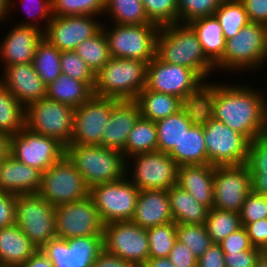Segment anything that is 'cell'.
<instances>
[{"mask_svg":"<svg viewBox=\"0 0 267 267\" xmlns=\"http://www.w3.org/2000/svg\"><path fill=\"white\" fill-rule=\"evenodd\" d=\"M256 90L207 81L201 105L211 117L252 141L267 133V98Z\"/></svg>","mask_w":267,"mask_h":267,"instance_id":"1","label":"cell"},{"mask_svg":"<svg viewBox=\"0 0 267 267\" xmlns=\"http://www.w3.org/2000/svg\"><path fill=\"white\" fill-rule=\"evenodd\" d=\"M156 56L163 62L194 70L203 80L215 69L188 24L161 26L156 39Z\"/></svg>","mask_w":267,"mask_h":267,"instance_id":"2","label":"cell"},{"mask_svg":"<svg viewBox=\"0 0 267 267\" xmlns=\"http://www.w3.org/2000/svg\"><path fill=\"white\" fill-rule=\"evenodd\" d=\"M65 156L90 188L119 181L128 175L126 157L115 149L100 145H68L65 147Z\"/></svg>","mask_w":267,"mask_h":267,"instance_id":"3","label":"cell"},{"mask_svg":"<svg viewBox=\"0 0 267 267\" xmlns=\"http://www.w3.org/2000/svg\"><path fill=\"white\" fill-rule=\"evenodd\" d=\"M145 62L126 58L111 59L95 74L93 95L118 100H135L146 86Z\"/></svg>","mask_w":267,"mask_h":267,"instance_id":"4","label":"cell"},{"mask_svg":"<svg viewBox=\"0 0 267 267\" xmlns=\"http://www.w3.org/2000/svg\"><path fill=\"white\" fill-rule=\"evenodd\" d=\"M206 81L192 69L155 56L146 68V89L174 95L185 104L201 103Z\"/></svg>","mask_w":267,"mask_h":267,"instance_id":"5","label":"cell"},{"mask_svg":"<svg viewBox=\"0 0 267 267\" xmlns=\"http://www.w3.org/2000/svg\"><path fill=\"white\" fill-rule=\"evenodd\" d=\"M199 120L203 124L207 164L229 166L246 163L251 142L247 137L214 119L202 107Z\"/></svg>","mask_w":267,"mask_h":267,"instance_id":"6","label":"cell"},{"mask_svg":"<svg viewBox=\"0 0 267 267\" xmlns=\"http://www.w3.org/2000/svg\"><path fill=\"white\" fill-rule=\"evenodd\" d=\"M267 62V26L249 22L233 38L226 40L223 57L215 69L247 70ZM222 67V68H221Z\"/></svg>","mask_w":267,"mask_h":267,"instance_id":"7","label":"cell"},{"mask_svg":"<svg viewBox=\"0 0 267 267\" xmlns=\"http://www.w3.org/2000/svg\"><path fill=\"white\" fill-rule=\"evenodd\" d=\"M106 29L110 56L145 62L148 64L156 56V39L160 27L156 24L114 25Z\"/></svg>","mask_w":267,"mask_h":267,"instance_id":"8","label":"cell"},{"mask_svg":"<svg viewBox=\"0 0 267 267\" xmlns=\"http://www.w3.org/2000/svg\"><path fill=\"white\" fill-rule=\"evenodd\" d=\"M75 108L47 98L29 104L25 108L26 128L51 137L65 147L71 142Z\"/></svg>","mask_w":267,"mask_h":267,"instance_id":"9","label":"cell"},{"mask_svg":"<svg viewBox=\"0 0 267 267\" xmlns=\"http://www.w3.org/2000/svg\"><path fill=\"white\" fill-rule=\"evenodd\" d=\"M15 224L41 249L56 238L55 207L38 193L16 195Z\"/></svg>","mask_w":267,"mask_h":267,"instance_id":"10","label":"cell"},{"mask_svg":"<svg viewBox=\"0 0 267 267\" xmlns=\"http://www.w3.org/2000/svg\"><path fill=\"white\" fill-rule=\"evenodd\" d=\"M38 194L56 207L90 196V187L79 171L64 156L42 173L41 188Z\"/></svg>","mask_w":267,"mask_h":267,"instance_id":"11","label":"cell"},{"mask_svg":"<svg viewBox=\"0 0 267 267\" xmlns=\"http://www.w3.org/2000/svg\"><path fill=\"white\" fill-rule=\"evenodd\" d=\"M140 190L126 178L90 188V197L105 224L131 221Z\"/></svg>","mask_w":267,"mask_h":267,"instance_id":"12","label":"cell"},{"mask_svg":"<svg viewBox=\"0 0 267 267\" xmlns=\"http://www.w3.org/2000/svg\"><path fill=\"white\" fill-rule=\"evenodd\" d=\"M104 249L141 267L149 259V241L147 229L132 221L107 223L103 229Z\"/></svg>","mask_w":267,"mask_h":267,"instance_id":"13","label":"cell"},{"mask_svg":"<svg viewBox=\"0 0 267 267\" xmlns=\"http://www.w3.org/2000/svg\"><path fill=\"white\" fill-rule=\"evenodd\" d=\"M10 155L42 173L65 156V146L28 128L10 136Z\"/></svg>","mask_w":267,"mask_h":267,"instance_id":"14","label":"cell"},{"mask_svg":"<svg viewBox=\"0 0 267 267\" xmlns=\"http://www.w3.org/2000/svg\"><path fill=\"white\" fill-rule=\"evenodd\" d=\"M56 238L103 235L104 223L90 196L55 207Z\"/></svg>","mask_w":267,"mask_h":267,"instance_id":"15","label":"cell"},{"mask_svg":"<svg viewBox=\"0 0 267 267\" xmlns=\"http://www.w3.org/2000/svg\"><path fill=\"white\" fill-rule=\"evenodd\" d=\"M114 98L92 96L74 110L73 134L69 145H100L111 115Z\"/></svg>","mask_w":267,"mask_h":267,"instance_id":"16","label":"cell"},{"mask_svg":"<svg viewBox=\"0 0 267 267\" xmlns=\"http://www.w3.org/2000/svg\"><path fill=\"white\" fill-rule=\"evenodd\" d=\"M213 189L214 208L239 213L245 198L252 191L251 173L247 165L215 166Z\"/></svg>","mask_w":267,"mask_h":267,"instance_id":"17","label":"cell"},{"mask_svg":"<svg viewBox=\"0 0 267 267\" xmlns=\"http://www.w3.org/2000/svg\"><path fill=\"white\" fill-rule=\"evenodd\" d=\"M103 249V235L55 238L41 248L54 267H92Z\"/></svg>","mask_w":267,"mask_h":267,"instance_id":"18","label":"cell"},{"mask_svg":"<svg viewBox=\"0 0 267 267\" xmlns=\"http://www.w3.org/2000/svg\"><path fill=\"white\" fill-rule=\"evenodd\" d=\"M135 169L132 183L141 190H168L177 184L178 165L162 151L132 156Z\"/></svg>","mask_w":267,"mask_h":267,"instance_id":"19","label":"cell"},{"mask_svg":"<svg viewBox=\"0 0 267 267\" xmlns=\"http://www.w3.org/2000/svg\"><path fill=\"white\" fill-rule=\"evenodd\" d=\"M94 15L52 16L43 29V38L60 51L75 50L84 40L101 29Z\"/></svg>","mask_w":267,"mask_h":267,"instance_id":"20","label":"cell"},{"mask_svg":"<svg viewBox=\"0 0 267 267\" xmlns=\"http://www.w3.org/2000/svg\"><path fill=\"white\" fill-rule=\"evenodd\" d=\"M38 26V22H23L10 30L0 46L4 67L33 62L36 46L43 39V30Z\"/></svg>","mask_w":267,"mask_h":267,"instance_id":"21","label":"cell"},{"mask_svg":"<svg viewBox=\"0 0 267 267\" xmlns=\"http://www.w3.org/2000/svg\"><path fill=\"white\" fill-rule=\"evenodd\" d=\"M0 84L26 108L29 104L46 98V85L35 71L34 65L21 63L5 66Z\"/></svg>","mask_w":267,"mask_h":267,"instance_id":"22","label":"cell"},{"mask_svg":"<svg viewBox=\"0 0 267 267\" xmlns=\"http://www.w3.org/2000/svg\"><path fill=\"white\" fill-rule=\"evenodd\" d=\"M140 116L135 100H118L111 110L100 146L123 152L128 135Z\"/></svg>","mask_w":267,"mask_h":267,"instance_id":"23","label":"cell"},{"mask_svg":"<svg viewBox=\"0 0 267 267\" xmlns=\"http://www.w3.org/2000/svg\"><path fill=\"white\" fill-rule=\"evenodd\" d=\"M42 172L17 161L10 154L0 162V191L20 194L38 193Z\"/></svg>","mask_w":267,"mask_h":267,"instance_id":"24","label":"cell"},{"mask_svg":"<svg viewBox=\"0 0 267 267\" xmlns=\"http://www.w3.org/2000/svg\"><path fill=\"white\" fill-rule=\"evenodd\" d=\"M201 103L185 104L179 111L156 123L158 151L169 154L179 145L184 133L199 119Z\"/></svg>","mask_w":267,"mask_h":267,"instance_id":"25","label":"cell"},{"mask_svg":"<svg viewBox=\"0 0 267 267\" xmlns=\"http://www.w3.org/2000/svg\"><path fill=\"white\" fill-rule=\"evenodd\" d=\"M131 221L145 229L174 222L167 190H141Z\"/></svg>","mask_w":267,"mask_h":267,"instance_id":"26","label":"cell"},{"mask_svg":"<svg viewBox=\"0 0 267 267\" xmlns=\"http://www.w3.org/2000/svg\"><path fill=\"white\" fill-rule=\"evenodd\" d=\"M214 165H183L178 167L177 185L209 210L214 204Z\"/></svg>","mask_w":267,"mask_h":267,"instance_id":"27","label":"cell"},{"mask_svg":"<svg viewBox=\"0 0 267 267\" xmlns=\"http://www.w3.org/2000/svg\"><path fill=\"white\" fill-rule=\"evenodd\" d=\"M37 250L16 224L0 228V265L2 267H20Z\"/></svg>","mask_w":267,"mask_h":267,"instance_id":"28","label":"cell"},{"mask_svg":"<svg viewBox=\"0 0 267 267\" xmlns=\"http://www.w3.org/2000/svg\"><path fill=\"white\" fill-rule=\"evenodd\" d=\"M169 156L178 166L207 164L203 124L199 119L184 133L179 145Z\"/></svg>","mask_w":267,"mask_h":267,"instance_id":"29","label":"cell"},{"mask_svg":"<svg viewBox=\"0 0 267 267\" xmlns=\"http://www.w3.org/2000/svg\"><path fill=\"white\" fill-rule=\"evenodd\" d=\"M172 219L176 224L204 225L209 209L177 184L167 190Z\"/></svg>","mask_w":267,"mask_h":267,"instance_id":"30","label":"cell"},{"mask_svg":"<svg viewBox=\"0 0 267 267\" xmlns=\"http://www.w3.org/2000/svg\"><path fill=\"white\" fill-rule=\"evenodd\" d=\"M197 34L205 56L215 65L222 57L226 39L215 16L201 17L188 23Z\"/></svg>","mask_w":267,"mask_h":267,"instance_id":"31","label":"cell"},{"mask_svg":"<svg viewBox=\"0 0 267 267\" xmlns=\"http://www.w3.org/2000/svg\"><path fill=\"white\" fill-rule=\"evenodd\" d=\"M143 118L157 122L179 111L185 103L178 97L144 88L135 99Z\"/></svg>","mask_w":267,"mask_h":267,"instance_id":"32","label":"cell"},{"mask_svg":"<svg viewBox=\"0 0 267 267\" xmlns=\"http://www.w3.org/2000/svg\"><path fill=\"white\" fill-rule=\"evenodd\" d=\"M93 96V90L83 81L61 73L46 87V98L70 105L74 108L87 102Z\"/></svg>","mask_w":267,"mask_h":267,"instance_id":"33","label":"cell"},{"mask_svg":"<svg viewBox=\"0 0 267 267\" xmlns=\"http://www.w3.org/2000/svg\"><path fill=\"white\" fill-rule=\"evenodd\" d=\"M245 164L251 173L252 192L267 196V133L250 142Z\"/></svg>","mask_w":267,"mask_h":267,"instance_id":"34","label":"cell"},{"mask_svg":"<svg viewBox=\"0 0 267 267\" xmlns=\"http://www.w3.org/2000/svg\"><path fill=\"white\" fill-rule=\"evenodd\" d=\"M158 150V133L154 121L139 117L129 133L123 154L126 158L146 152Z\"/></svg>","mask_w":267,"mask_h":267,"instance_id":"35","label":"cell"},{"mask_svg":"<svg viewBox=\"0 0 267 267\" xmlns=\"http://www.w3.org/2000/svg\"><path fill=\"white\" fill-rule=\"evenodd\" d=\"M25 127V107L0 84V132L11 136Z\"/></svg>","mask_w":267,"mask_h":267,"instance_id":"36","label":"cell"},{"mask_svg":"<svg viewBox=\"0 0 267 267\" xmlns=\"http://www.w3.org/2000/svg\"><path fill=\"white\" fill-rule=\"evenodd\" d=\"M32 63L46 86L62 73L61 51L44 38L36 46Z\"/></svg>","mask_w":267,"mask_h":267,"instance_id":"37","label":"cell"},{"mask_svg":"<svg viewBox=\"0 0 267 267\" xmlns=\"http://www.w3.org/2000/svg\"><path fill=\"white\" fill-rule=\"evenodd\" d=\"M107 12L117 25L154 24L148 19L141 0H106L104 13Z\"/></svg>","mask_w":267,"mask_h":267,"instance_id":"38","label":"cell"},{"mask_svg":"<svg viewBox=\"0 0 267 267\" xmlns=\"http://www.w3.org/2000/svg\"><path fill=\"white\" fill-rule=\"evenodd\" d=\"M226 40L233 38L250 21L240 0H223L214 13Z\"/></svg>","mask_w":267,"mask_h":267,"instance_id":"39","label":"cell"},{"mask_svg":"<svg viewBox=\"0 0 267 267\" xmlns=\"http://www.w3.org/2000/svg\"><path fill=\"white\" fill-rule=\"evenodd\" d=\"M204 225L212 243L216 244L242 227L238 212L219 210L214 207L208 211Z\"/></svg>","mask_w":267,"mask_h":267,"instance_id":"40","label":"cell"},{"mask_svg":"<svg viewBox=\"0 0 267 267\" xmlns=\"http://www.w3.org/2000/svg\"><path fill=\"white\" fill-rule=\"evenodd\" d=\"M74 51L95 74L111 59L103 29L92 38L82 41Z\"/></svg>","mask_w":267,"mask_h":267,"instance_id":"41","label":"cell"},{"mask_svg":"<svg viewBox=\"0 0 267 267\" xmlns=\"http://www.w3.org/2000/svg\"><path fill=\"white\" fill-rule=\"evenodd\" d=\"M149 258L168 257L177 241L176 223L169 222L147 229Z\"/></svg>","mask_w":267,"mask_h":267,"instance_id":"42","label":"cell"},{"mask_svg":"<svg viewBox=\"0 0 267 267\" xmlns=\"http://www.w3.org/2000/svg\"><path fill=\"white\" fill-rule=\"evenodd\" d=\"M177 240L185 244L194 256L199 259L212 245L205 225L176 224Z\"/></svg>","mask_w":267,"mask_h":267,"instance_id":"43","label":"cell"},{"mask_svg":"<svg viewBox=\"0 0 267 267\" xmlns=\"http://www.w3.org/2000/svg\"><path fill=\"white\" fill-rule=\"evenodd\" d=\"M51 3L52 16H101L106 7V0H51Z\"/></svg>","mask_w":267,"mask_h":267,"instance_id":"44","label":"cell"},{"mask_svg":"<svg viewBox=\"0 0 267 267\" xmlns=\"http://www.w3.org/2000/svg\"><path fill=\"white\" fill-rule=\"evenodd\" d=\"M223 0H177L178 23L188 24L191 21L214 16Z\"/></svg>","mask_w":267,"mask_h":267,"instance_id":"45","label":"cell"},{"mask_svg":"<svg viewBox=\"0 0 267 267\" xmlns=\"http://www.w3.org/2000/svg\"><path fill=\"white\" fill-rule=\"evenodd\" d=\"M148 19L159 27L178 23L177 0H141Z\"/></svg>","mask_w":267,"mask_h":267,"instance_id":"46","label":"cell"},{"mask_svg":"<svg viewBox=\"0 0 267 267\" xmlns=\"http://www.w3.org/2000/svg\"><path fill=\"white\" fill-rule=\"evenodd\" d=\"M61 71L76 80L85 82L93 90L95 73L74 50L61 51Z\"/></svg>","mask_w":267,"mask_h":267,"instance_id":"47","label":"cell"},{"mask_svg":"<svg viewBox=\"0 0 267 267\" xmlns=\"http://www.w3.org/2000/svg\"><path fill=\"white\" fill-rule=\"evenodd\" d=\"M240 214L241 225L267 218V196L250 192L242 205Z\"/></svg>","mask_w":267,"mask_h":267,"instance_id":"48","label":"cell"},{"mask_svg":"<svg viewBox=\"0 0 267 267\" xmlns=\"http://www.w3.org/2000/svg\"><path fill=\"white\" fill-rule=\"evenodd\" d=\"M219 244L224 253L241 252L245 250H250L253 247L250 243L247 230L243 226L237 231L228 235Z\"/></svg>","mask_w":267,"mask_h":267,"instance_id":"49","label":"cell"},{"mask_svg":"<svg viewBox=\"0 0 267 267\" xmlns=\"http://www.w3.org/2000/svg\"><path fill=\"white\" fill-rule=\"evenodd\" d=\"M261 252L262 249L252 247L241 252L224 253L225 267H255Z\"/></svg>","mask_w":267,"mask_h":267,"instance_id":"50","label":"cell"},{"mask_svg":"<svg viewBox=\"0 0 267 267\" xmlns=\"http://www.w3.org/2000/svg\"><path fill=\"white\" fill-rule=\"evenodd\" d=\"M16 223V195L0 191V228Z\"/></svg>","mask_w":267,"mask_h":267,"instance_id":"51","label":"cell"},{"mask_svg":"<svg viewBox=\"0 0 267 267\" xmlns=\"http://www.w3.org/2000/svg\"><path fill=\"white\" fill-rule=\"evenodd\" d=\"M175 267H197V258L185 244L177 240L167 257Z\"/></svg>","mask_w":267,"mask_h":267,"instance_id":"52","label":"cell"},{"mask_svg":"<svg viewBox=\"0 0 267 267\" xmlns=\"http://www.w3.org/2000/svg\"><path fill=\"white\" fill-rule=\"evenodd\" d=\"M250 22L267 26V0H240Z\"/></svg>","mask_w":267,"mask_h":267,"instance_id":"53","label":"cell"},{"mask_svg":"<svg viewBox=\"0 0 267 267\" xmlns=\"http://www.w3.org/2000/svg\"><path fill=\"white\" fill-rule=\"evenodd\" d=\"M250 243L253 247L263 249L267 244V218L245 226Z\"/></svg>","mask_w":267,"mask_h":267,"instance_id":"54","label":"cell"},{"mask_svg":"<svg viewBox=\"0 0 267 267\" xmlns=\"http://www.w3.org/2000/svg\"><path fill=\"white\" fill-rule=\"evenodd\" d=\"M197 267H225L224 252L220 244L212 243L197 260Z\"/></svg>","mask_w":267,"mask_h":267,"instance_id":"55","label":"cell"},{"mask_svg":"<svg viewBox=\"0 0 267 267\" xmlns=\"http://www.w3.org/2000/svg\"><path fill=\"white\" fill-rule=\"evenodd\" d=\"M92 267H136L131 262H127L114 254L103 249L96 257Z\"/></svg>","mask_w":267,"mask_h":267,"instance_id":"56","label":"cell"},{"mask_svg":"<svg viewBox=\"0 0 267 267\" xmlns=\"http://www.w3.org/2000/svg\"><path fill=\"white\" fill-rule=\"evenodd\" d=\"M21 1L23 2L22 6H25L24 7V9H25L26 6H27V5H25V3H26L25 1H27V3H30V2L33 3V1H35V0H21ZM35 2H38V3H36L37 5L34 4V7L36 6V8H35L36 12L34 13L33 12L34 9L32 10L31 8L30 9L28 8L29 10L25 11V12H26V14L29 13L28 16H31L32 15L31 13H34V14L38 13L39 14L38 17L41 18V20H44V19H46V21L48 20L45 23V26L47 27V24L52 19V3H51V0H36ZM30 11H32V12L30 13ZM34 14L32 16H34ZM32 16H31V18H32Z\"/></svg>","mask_w":267,"mask_h":267,"instance_id":"57","label":"cell"},{"mask_svg":"<svg viewBox=\"0 0 267 267\" xmlns=\"http://www.w3.org/2000/svg\"><path fill=\"white\" fill-rule=\"evenodd\" d=\"M20 267H54L53 263L38 249L23 265Z\"/></svg>","mask_w":267,"mask_h":267,"instance_id":"58","label":"cell"},{"mask_svg":"<svg viewBox=\"0 0 267 267\" xmlns=\"http://www.w3.org/2000/svg\"><path fill=\"white\" fill-rule=\"evenodd\" d=\"M10 154V135L0 132V162Z\"/></svg>","mask_w":267,"mask_h":267,"instance_id":"59","label":"cell"},{"mask_svg":"<svg viewBox=\"0 0 267 267\" xmlns=\"http://www.w3.org/2000/svg\"><path fill=\"white\" fill-rule=\"evenodd\" d=\"M141 267H175L167 257L149 258Z\"/></svg>","mask_w":267,"mask_h":267,"instance_id":"60","label":"cell"},{"mask_svg":"<svg viewBox=\"0 0 267 267\" xmlns=\"http://www.w3.org/2000/svg\"><path fill=\"white\" fill-rule=\"evenodd\" d=\"M12 4V0H0V21L2 19H6L9 15L10 8H12L10 5ZM7 15V16H6Z\"/></svg>","mask_w":267,"mask_h":267,"instance_id":"61","label":"cell"},{"mask_svg":"<svg viewBox=\"0 0 267 267\" xmlns=\"http://www.w3.org/2000/svg\"><path fill=\"white\" fill-rule=\"evenodd\" d=\"M255 267H267V254L263 252L259 254Z\"/></svg>","mask_w":267,"mask_h":267,"instance_id":"62","label":"cell"},{"mask_svg":"<svg viewBox=\"0 0 267 267\" xmlns=\"http://www.w3.org/2000/svg\"><path fill=\"white\" fill-rule=\"evenodd\" d=\"M262 252H263L264 254H267V244H266L265 247L262 249Z\"/></svg>","mask_w":267,"mask_h":267,"instance_id":"63","label":"cell"}]
</instances>
